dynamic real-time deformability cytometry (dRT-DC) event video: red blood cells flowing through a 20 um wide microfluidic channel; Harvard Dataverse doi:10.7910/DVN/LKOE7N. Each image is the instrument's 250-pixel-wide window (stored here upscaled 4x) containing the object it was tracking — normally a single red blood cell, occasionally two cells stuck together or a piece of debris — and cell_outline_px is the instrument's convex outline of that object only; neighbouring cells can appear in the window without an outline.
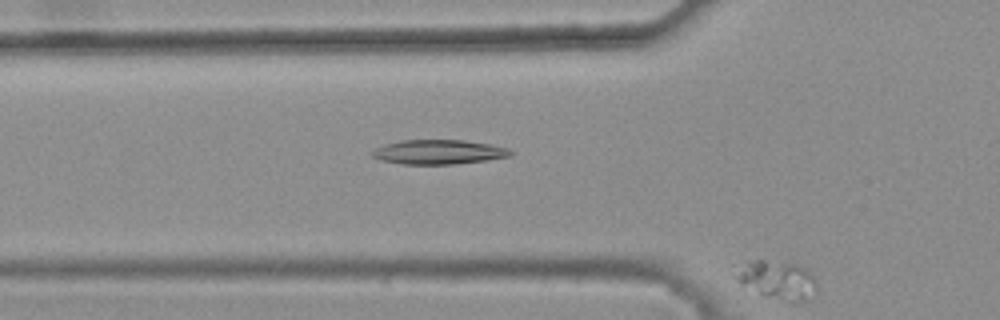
{"species": "common noctule bat (a hibernating species)", "species_latin": "Nyctalus noctula", "temperature_condition": "warm", "stored_images_in_passage": 19, "camera_frame_rate_fps": 3000, "um_per_image_px": 0.085, "animal": {"sex": "female", "body_mass_g": 25.1}, "frame": {"image": 1, "passage_image": 19, "time_ms": 6.0, "image_size_px": [1000, 320], "cell_outline_px": [[816, 292], [808, 300], [792, 304], [764, 296], [736, 280], [736, 276], [748, 260], [764, 260], [796, 264], [812, 272], [816, 280]], "centroid_in_image_um": [66.18, 23.84], "position_along_channel_um": 59.6, "area_um2": 18.15}}